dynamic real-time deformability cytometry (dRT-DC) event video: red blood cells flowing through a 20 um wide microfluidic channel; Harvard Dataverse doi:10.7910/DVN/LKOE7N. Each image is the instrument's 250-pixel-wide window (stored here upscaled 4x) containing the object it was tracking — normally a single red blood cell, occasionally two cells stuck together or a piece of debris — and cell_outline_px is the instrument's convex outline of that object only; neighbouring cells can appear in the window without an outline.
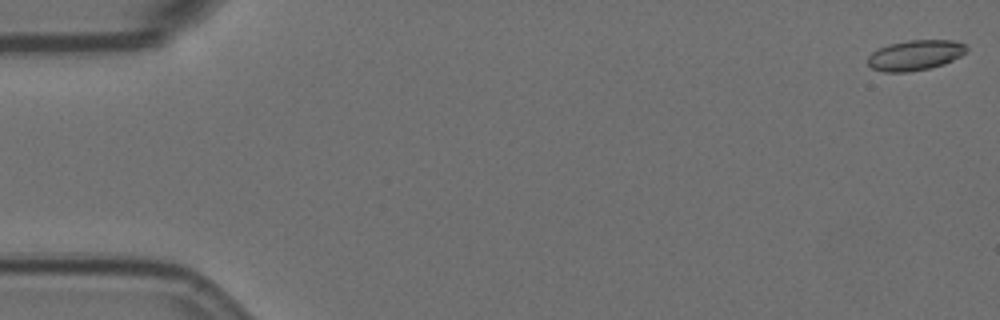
{"species": "Egyptian fruit bat (a non-hibernating species)", "species_latin": "Rousettus aegyptiacus", "temperature_condition": "room temperature", "stored_images_in_passage": 58, "camera_frame_rate_fps": 3000, "um_per_image_px": 0.085, "animal": {"sex": "female"}, "frame": {"image": 1, "passage_image": 1, "time_ms": 0.0, "image_size_px": [1000, 320], "cell_outline_px": [[968, 52], [944, 64], [928, 68], [908, 72], [884, 72], [872, 68], [868, 64], [868, 56], [872, 52], [888, 44], [908, 40], [956, 40], [964, 44], [968, 48]], "centroid_in_image_um": [77.81, 4.68], "position_along_channel_um": 7.2, "area_um2": 17.46}}
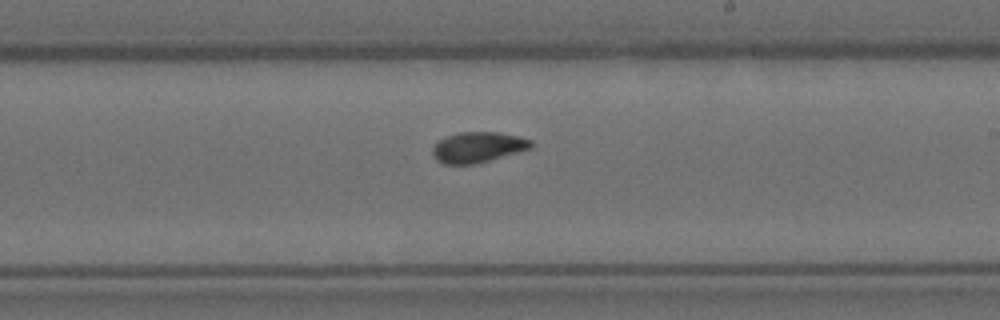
{"frame": {"image": 2, "passage_image": 34, "time_ms": 11.0, "image_size_px": [1000, 320], "cell_outline_px": [[532, 148], [476, 164], [444, 164], [436, 160], [432, 152], [432, 148], [440, 140], [448, 136], [460, 132], [496, 132], [516, 136], [532, 140]], "centroid_in_image_um": [40.62, 12.52], "position_along_channel_um": 248.4, "area_um2": 17.34}}
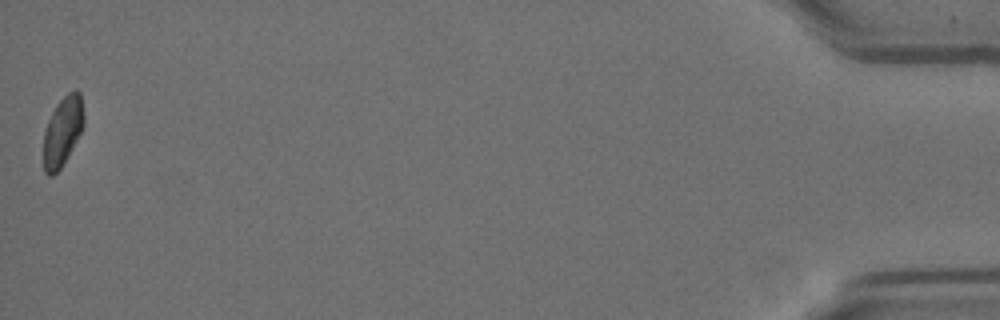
{"frame": {"image": 3, "passage_image": 58, "time_ms": 19.0, "image_size_px": [1000, 320], "cell_outline_px": [[84, 124], [68, 156], [60, 168], [52, 176], [48, 176], [44, 172], [44, 128], [56, 104], [68, 92], [76, 88], [80, 92], [84, 116]], "centroid_in_image_um": [5.31, 11.13], "position_along_channel_um": 429.9, "area_um2": 16.24}, "authors_computed_cell_mechanics": {"area_um2": 17.5134, "velocity_mm_per_s": 3.5014, "shape_relaxation_time_tau1_ms": null, "shape_relaxation_time_tau2_ms": 0.4961, "deformation_change_tau1": null, "deformation_change_tau2": 0.0574}}